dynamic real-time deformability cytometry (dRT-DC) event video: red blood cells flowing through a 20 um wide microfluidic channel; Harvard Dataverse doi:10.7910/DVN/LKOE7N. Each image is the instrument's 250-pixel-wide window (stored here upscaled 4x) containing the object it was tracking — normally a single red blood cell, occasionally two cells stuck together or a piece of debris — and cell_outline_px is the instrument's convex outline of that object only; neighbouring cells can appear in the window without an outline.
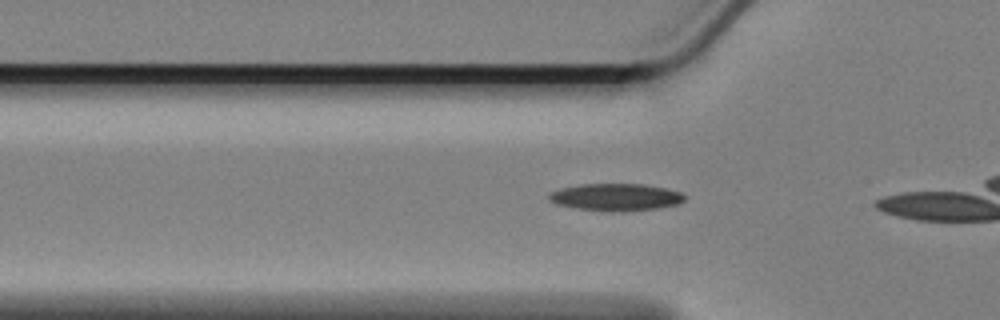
{"species": "Egyptian fruit bat (a non-hibernating species)", "species_latin": "Rousettus aegyptiacus", "temperature_condition": "cold", "stored_images_in_passage": 6, "camera_frame_rate_fps": 3000, "um_per_image_px": 0.085, "animal": {"sex": "female"}, "frame": {"image": 1, "passage_image": 3, "time_ms": 0.667, "image_size_px": [1000, 320], "cell_outline_px": [[684, 200], [676, 204], [660, 208], [624, 212], [604, 212], [576, 208], [556, 204], [548, 200], [548, 196], [552, 192], [560, 188], [580, 184], [644, 184], [664, 188], [680, 192], [684, 196]], "centroid_in_image_um": [52.31, 16.77], "position_along_channel_um": 73.5, "area_um2": 21.68}}